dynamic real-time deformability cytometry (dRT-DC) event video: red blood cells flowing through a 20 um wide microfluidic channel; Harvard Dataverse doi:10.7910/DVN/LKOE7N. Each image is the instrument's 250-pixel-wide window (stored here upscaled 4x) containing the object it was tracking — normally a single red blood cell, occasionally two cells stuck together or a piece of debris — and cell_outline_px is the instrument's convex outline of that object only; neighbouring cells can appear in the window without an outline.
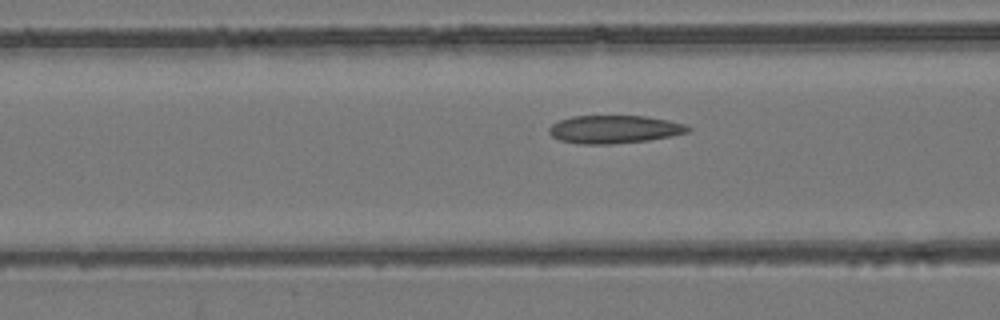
{"species": "common noctule bat (a hibernating species)", "species_latin": "Nyctalus noctula", "temperature_condition": "room temperature", "stored_images_in_passage": 40, "camera_frame_rate_fps": 3000, "um_per_image_px": 0.085, "animal": {"sex": "female", "body_mass_g": 24.6, "forearm_length_mm": 56.2}, "frame": {"image": 1, "passage_image": 13, "time_ms": 4.0, "image_size_px": [1000, 320], "cell_outline_px": [[692, 128], [688, 132], [672, 136], [648, 140], [612, 144], [580, 144], [560, 140], [552, 136], [548, 132], [548, 128], [552, 124], [560, 120], [572, 116], [648, 116], [668, 120], [684, 124]], "centroid_in_image_um": [52.21, 10.99], "position_along_channel_um": 114.4, "area_um2": 22.72}}
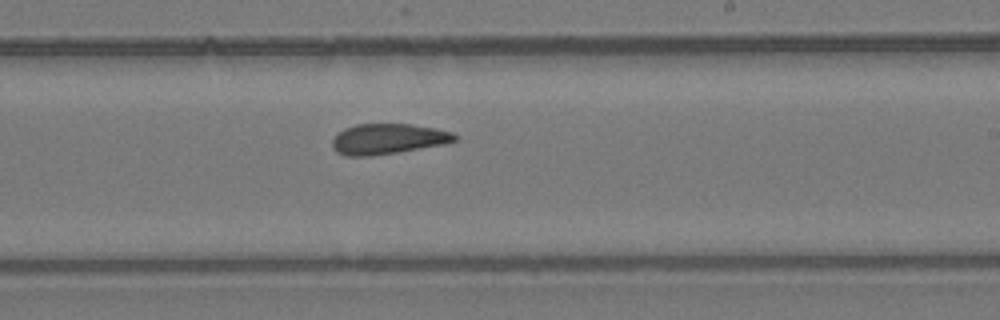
{"frame": {"image": 2, "passage_image": 24, "time_ms": 7.667, "image_size_px": [1000, 320], "cell_outline_px": [[460, 140], [444, 144], [372, 156], [344, 156], [336, 152], [332, 148], [332, 140], [344, 128], [356, 124], [412, 124], [436, 128], [452, 132], [460, 136]], "centroid_in_image_um": [33.0, 11.81], "position_along_channel_um": 256.0, "area_um2": 21.91}}
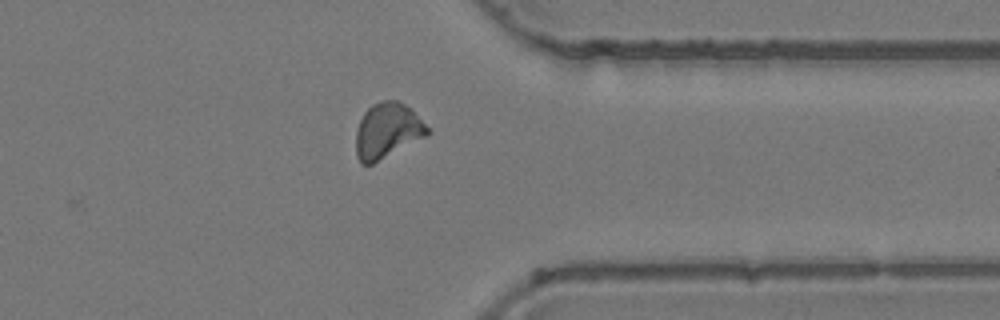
{"frame": {"image": 3, "passage_image": 34, "time_ms": 11.0, "image_size_px": [1000, 320], "cell_outline_px": [[432, 132], [428, 136], [372, 164], [360, 164], [356, 156], [356, 128], [364, 112], [372, 104], [384, 100], [400, 100], [412, 108]], "centroid_in_image_um": [32.95, 11.1], "position_along_channel_um": 378.5, "area_um2": 23.47}, "authors_computed_cell_mechanics": {"area_um2": 22.4842, "velocity_mm_per_s": 3.8627, "shape_relaxation_time_tau1_ms": null, "shape_relaxation_time_tau2_ms": 2.7075, "deformation_change_tau1": null, "deformation_change_tau2": 0.0839}}